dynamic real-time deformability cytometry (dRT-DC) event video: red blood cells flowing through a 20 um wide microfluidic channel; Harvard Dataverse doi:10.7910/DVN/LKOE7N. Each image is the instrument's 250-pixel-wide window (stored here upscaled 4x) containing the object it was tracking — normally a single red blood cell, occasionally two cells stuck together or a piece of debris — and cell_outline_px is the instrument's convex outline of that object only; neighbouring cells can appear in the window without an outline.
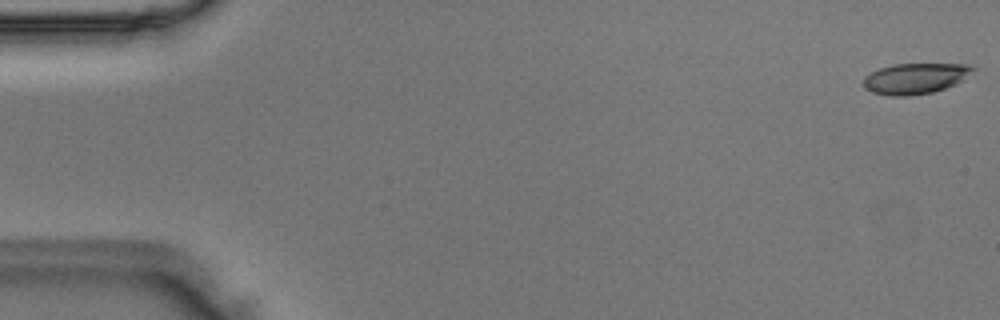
{"species": "Egyptian fruit bat (a non-hibernating species)", "species_latin": "Rousettus aegyptiacus", "temperature_condition": "room temperature", "stored_images_in_passage": 51, "camera_frame_rate_fps": 3000, "um_per_image_px": 0.085, "animal": {"sex": "male"}, "frame": {"image": 1, "passage_image": 1, "time_ms": 0.0, "image_size_px": [1000, 320], "cell_outline_px": [[976, 68], [956, 84], [932, 92], [908, 96], [892, 96], [872, 92], [864, 88], [864, 76], [880, 68], [892, 64], [968, 64]], "centroid_in_image_um": [77.77, 6.67], "position_along_channel_um": 7.2, "area_um2": 19.42}}
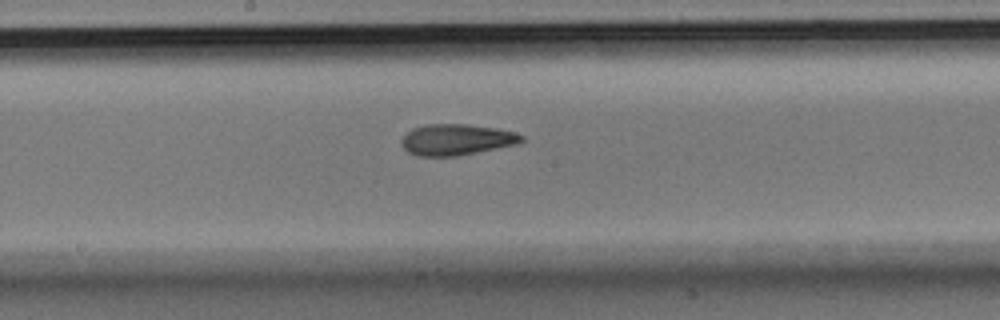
{"frame": {"image": 2, "passage_image": 27, "time_ms": 8.667, "image_size_px": [1000, 320], "cell_outline_px": [[524, 140], [516, 144], [456, 156], [416, 156], [408, 152], [400, 144], [400, 140], [412, 128], [428, 124], [468, 124], [496, 128], [516, 132], [524, 136]], "centroid_in_image_um": [38.78, 11.86], "position_along_channel_um": 209.4, "area_um2": 21.73}}
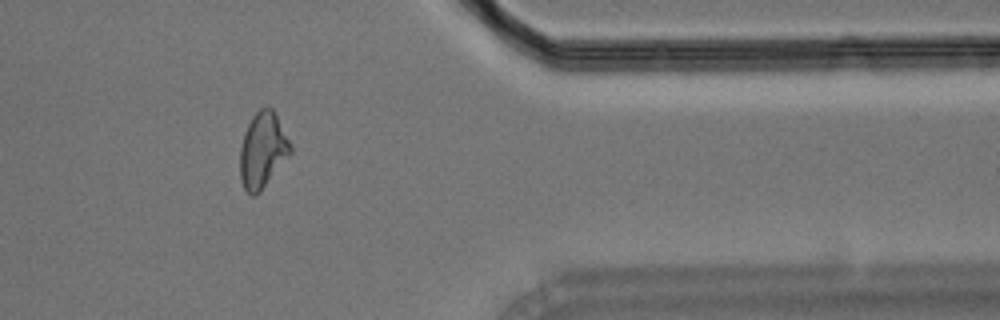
{"frame": {"image": 3, "passage_image": 42, "time_ms": 13.667, "image_size_px": [1000, 320], "cell_outline_px": [[292, 152], [260, 192], [256, 196], [252, 196], [244, 188], [240, 180], [240, 148], [244, 132], [252, 116], [260, 108], [272, 108], [292, 144]], "centroid_in_image_um": [22.32, 12.78], "position_along_channel_um": 389.1, "area_um2": 22.2}}